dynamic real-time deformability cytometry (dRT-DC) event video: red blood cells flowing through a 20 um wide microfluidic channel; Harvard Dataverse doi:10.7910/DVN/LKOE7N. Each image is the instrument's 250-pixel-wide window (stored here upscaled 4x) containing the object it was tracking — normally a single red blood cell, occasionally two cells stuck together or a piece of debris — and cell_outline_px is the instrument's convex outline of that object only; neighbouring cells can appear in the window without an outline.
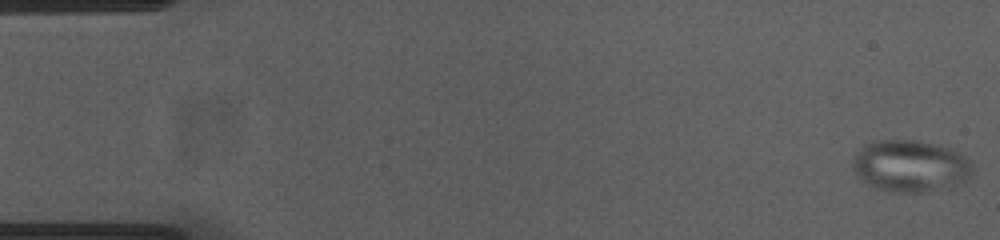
{"species": "common noctule bat (a hibernating species)", "species_latin": "Nyctalus noctula", "temperature_condition": "cold", "stored_images_in_passage": 54, "camera_frame_rate_fps": 3000, "um_per_image_px": 0.085, "animal": {"sex": "female", "body_mass_g": 23.0, "forearm_length_mm": 53.4}, "frame": {"image": 1, "passage_image": 1, "time_ms": 0.0, "image_size_px": [1000, 240], "cell_outline_px": [[972, 176], [964, 184], [924, 192], [892, 192], [876, 188], [868, 184], [852, 168], [852, 156], [864, 144], [872, 140], [916, 140], [948, 148], [960, 152], [968, 160], [972, 168]], "centroid_in_image_um": [77.38, 14.11], "position_along_channel_um": 7.6, "area_um2": 36.41}}
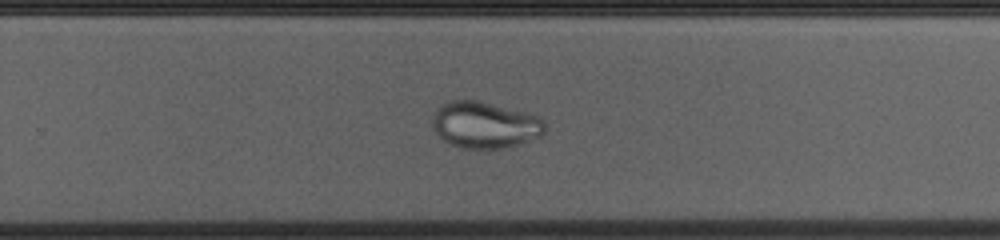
{"frame": {"image": 2, "passage_image": 35, "time_ms": 11.333, "image_size_px": [1000, 240], "cell_outline_px": [[544, 132], [540, 136], [504, 148], [464, 148], [452, 144], [444, 140], [436, 132], [432, 124], [432, 112], [440, 104], [448, 100], [480, 100], [540, 116], [544, 120]], "centroid_in_image_um": [41.18, 10.58], "position_along_channel_um": 288.6, "area_um2": 30.52}}
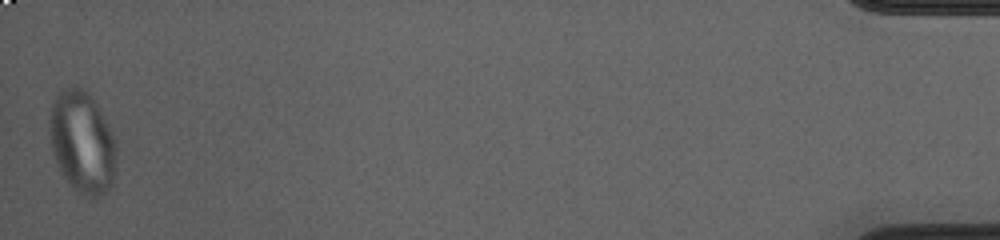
{"frame": {"image": 3, "passage_image": 54, "time_ms": 17.667, "image_size_px": [1000, 240], "cell_outline_px": [[116, 152], [112, 180], [108, 188], [104, 192], [96, 196], [84, 196], [60, 172], [52, 152], [48, 128], [48, 120], [52, 104], [56, 92], [64, 88], [76, 84], [92, 96], [100, 108], [116, 140]], "centroid_in_image_um": [6.96, 11.98], "position_along_channel_um": 428.2, "area_um2": 39.77}}